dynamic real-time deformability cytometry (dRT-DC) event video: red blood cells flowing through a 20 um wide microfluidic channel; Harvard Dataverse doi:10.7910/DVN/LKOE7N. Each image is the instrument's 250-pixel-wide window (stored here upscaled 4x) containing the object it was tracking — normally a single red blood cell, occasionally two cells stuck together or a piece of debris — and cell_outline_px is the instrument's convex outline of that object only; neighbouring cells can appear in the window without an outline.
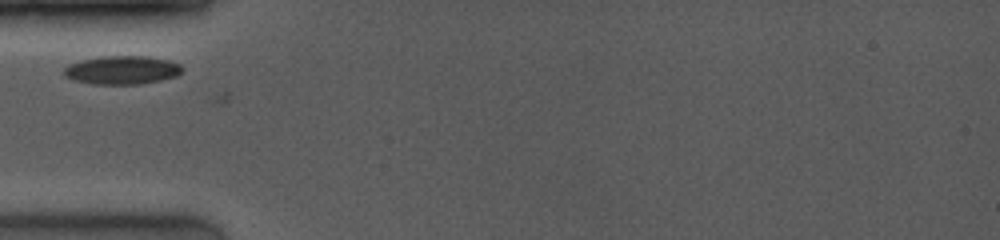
{"species": "common noctule bat (a hibernating species)", "species_latin": "Nyctalus noctula", "temperature_condition": "room temperature", "stored_images_in_passage": 38, "camera_frame_rate_fps": 4000, "um_per_image_px": 0.085, "animal": {"sex": "female", "body_mass_g": 19.0, "forearm_length_mm": 53.3}, "frame": {"image": 1, "passage_image": 2, "time_ms": 0.5, "image_size_px": [1000, 240], "cell_outline_px": [[184, 68], [176, 76], [160, 80], [140, 84], [92, 84], [72, 80], [64, 76], [64, 68], [68, 64], [100, 56], [144, 56], [168, 60], [180, 64]], "centroid_in_image_um": [10.35, 5.96], "position_along_channel_um": 74.6, "area_um2": 19.59}}
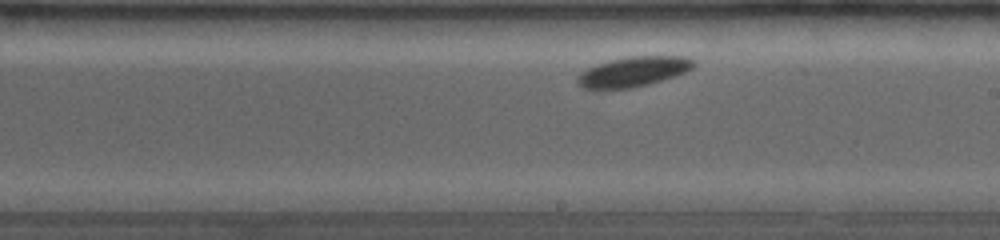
{"frame": {"image": 2, "passage_image": 16, "time_ms": 4.75, "image_size_px": [1000, 240], "cell_outline_px": [[696, 64], [692, 68], [684, 72], [648, 84], [632, 88], [584, 88], [576, 84], [576, 80], [588, 68], [596, 64], [608, 60], [628, 56], [688, 56]], "centroid_in_image_um": [53.84, 6.07], "position_along_channel_um": 235.2, "area_um2": 19.94}}
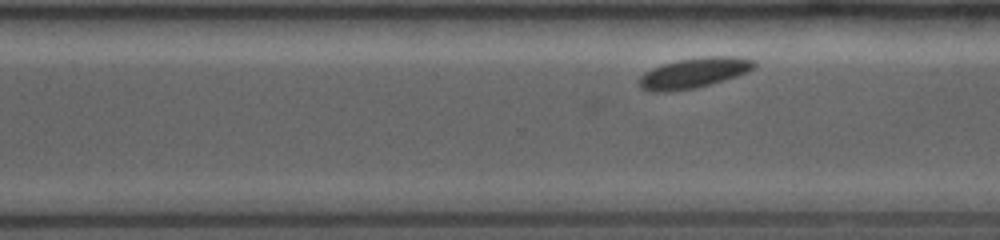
{"frame": {"image": 3, "passage_image": 27, "time_ms": 6.75, "image_size_px": [1000, 240], "cell_outline_px": [[756, 68], [736, 76], [724, 80], [696, 88], [668, 92], [648, 92], [640, 88], [640, 76], [644, 72], [652, 68], [676, 60], [704, 56], [736, 56], [756, 60]], "centroid_in_image_um": [58.99, 6.2], "position_along_channel_um": 311.6, "area_um2": 20.52}}